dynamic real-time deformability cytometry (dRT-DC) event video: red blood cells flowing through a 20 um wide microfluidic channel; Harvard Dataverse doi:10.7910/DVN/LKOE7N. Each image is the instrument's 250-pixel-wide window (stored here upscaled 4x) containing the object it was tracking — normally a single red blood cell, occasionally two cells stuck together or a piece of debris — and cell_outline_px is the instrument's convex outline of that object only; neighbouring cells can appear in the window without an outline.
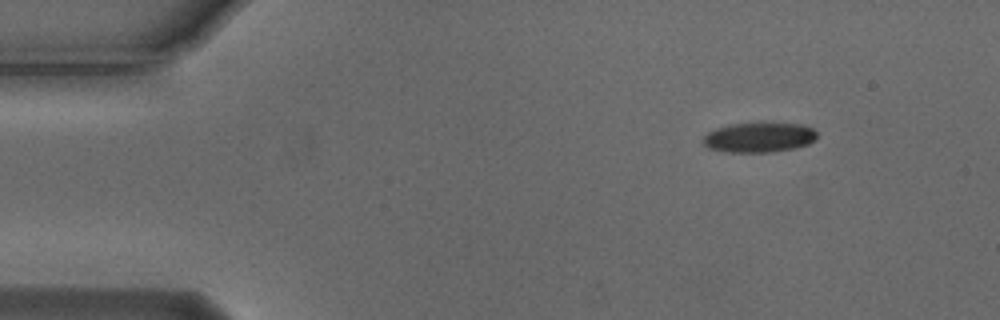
{"species": "Egyptian fruit bat (a non-hibernating species)", "species_latin": "Rousettus aegyptiacus", "temperature_condition": "cold", "stored_images_in_passage": 11, "camera_frame_rate_fps": 3000, "um_per_image_px": 0.085, "animal": {"sex": "male"}, "frame": {"image": 1, "passage_image": 1, "time_ms": 0.0, "image_size_px": [1000, 320], "cell_outline_px": [[816, 140], [808, 144], [796, 148], [772, 152], [724, 152], [708, 148], [704, 144], [704, 136], [708, 132], [716, 128], [732, 124], [804, 124], [812, 128], [816, 132]], "centroid_in_image_um": [64.53, 11.7], "position_along_channel_um": 20.5, "area_um2": 19.65}}
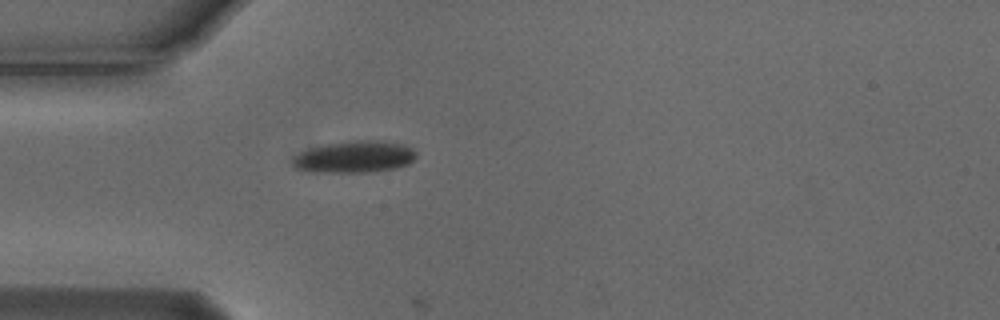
{"frame": {"image": 2, "passage_image": 10, "time_ms": 3.0, "image_size_px": [1000, 320], "cell_outline_px": [[416, 156], [408, 164], [392, 168], [364, 172], [316, 172], [296, 168], [292, 164], [292, 160], [300, 152], [308, 148], [328, 144], [356, 140], [380, 140], [404, 144], [412, 148], [416, 152]], "centroid_in_image_um": [30.13, 13.32], "position_along_channel_um": 54.9, "area_um2": 22.66}}